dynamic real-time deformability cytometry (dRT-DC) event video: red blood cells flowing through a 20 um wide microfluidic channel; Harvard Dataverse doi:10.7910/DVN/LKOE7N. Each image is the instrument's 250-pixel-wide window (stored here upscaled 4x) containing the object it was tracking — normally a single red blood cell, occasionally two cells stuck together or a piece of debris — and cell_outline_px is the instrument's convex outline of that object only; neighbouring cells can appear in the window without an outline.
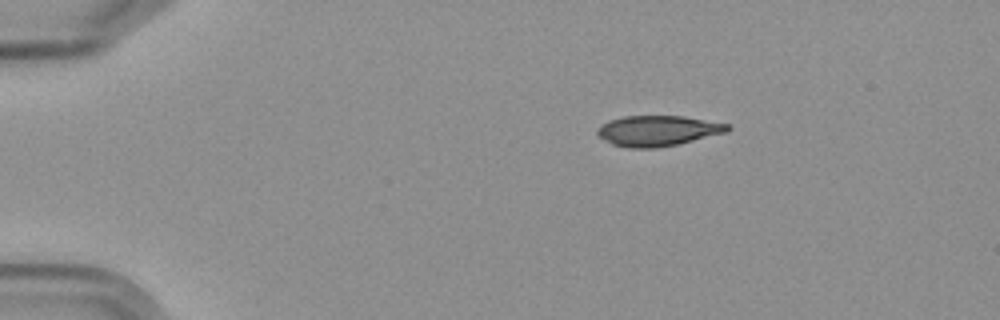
{"species": "Egyptian fruit bat (a non-hibernating species)", "species_latin": "Rousettus aegyptiacus", "temperature_condition": "cold", "stored_images_in_passage": 5, "camera_frame_rate_fps": 3000, "um_per_image_px": 0.085, "frame": {"image": 1, "passage_image": 5, "time_ms": 5.667, "image_size_px": [1000, 320], "cell_outline_px": [[732, 128], [728, 132], [676, 144], [652, 148], [628, 148], [612, 144], [596, 136], [596, 128], [600, 124], [608, 120], [624, 116], [684, 116], [728, 124]], "centroid_in_image_um": [55.85, 11.11], "position_along_channel_um": 29.1, "area_um2": 23.24}}